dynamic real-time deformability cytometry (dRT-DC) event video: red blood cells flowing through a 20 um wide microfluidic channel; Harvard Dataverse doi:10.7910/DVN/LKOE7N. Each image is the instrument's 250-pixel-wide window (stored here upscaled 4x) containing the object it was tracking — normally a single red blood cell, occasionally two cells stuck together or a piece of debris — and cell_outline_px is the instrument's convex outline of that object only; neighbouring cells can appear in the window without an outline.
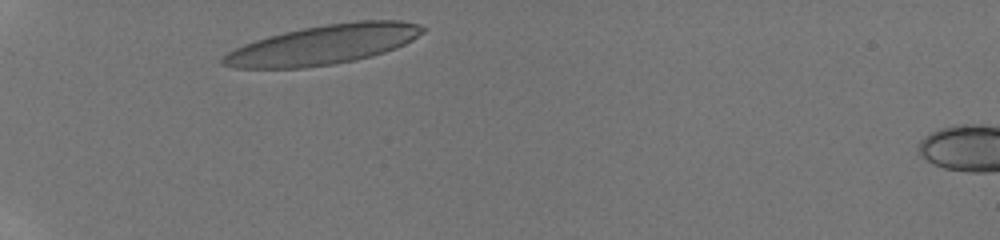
{"species": "human", "species_latin": "Homo sapiens", "temperature_condition": "room temperature", "stored_images_in_passage": 30, "camera_frame_rate_fps": 3000, "um_per_image_px": 0.085, "donor": {"sex": "male"}, "frame": {"image": 1, "passage_image": 2, "time_ms": 0.333, "image_size_px": [1000, 240], "cell_outline_px": [[428, 28], [424, 32], [412, 40], [396, 48], [372, 56], [356, 60], [332, 64], [304, 68], [236, 68], [220, 64], [220, 60], [228, 52], [244, 44], [268, 36], [284, 32], [304, 28], [328, 24], [356, 20], [400, 20], [416, 24]], "centroid_in_image_um": [27.5, 3.8], "position_along_channel_um": 57.5, "area_um2": 45.84}}
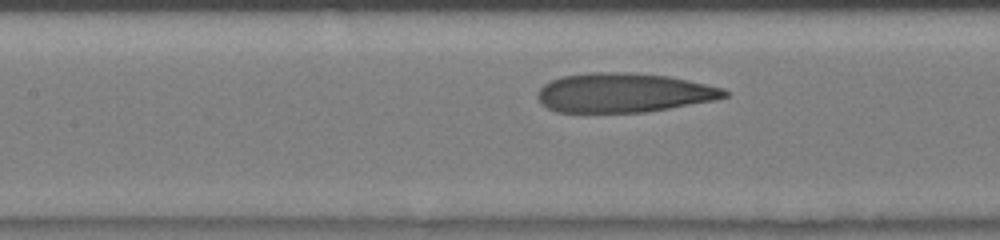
{"frame": {"image": 2, "passage_image": 11, "time_ms": 3.333, "image_size_px": [1000, 240], "cell_outline_px": [[728, 96], [716, 100], [644, 112], [556, 112], [540, 104], [536, 96], [536, 92], [544, 84], [560, 76], [592, 72], [632, 72], [668, 76], [688, 80], [724, 88], [728, 92]], "centroid_in_image_um": [52.98, 7.88], "position_along_channel_um": 154.4, "area_um2": 43.0}}
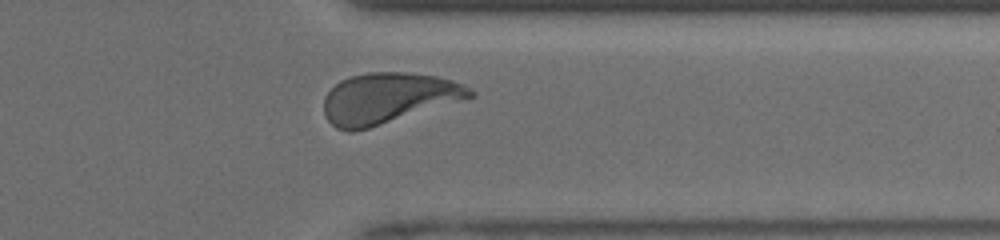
{"frame": {"image": 3, "passage_image": 27, "time_ms": 8.667, "image_size_px": [1000, 240], "cell_outline_px": [[476, 96], [368, 128], [352, 132], [348, 132], [336, 128], [324, 116], [324, 96], [340, 80], [352, 76], [368, 72], [404, 72], [436, 76], [452, 80], [476, 92]], "centroid_in_image_um": [32.96, 8.34], "position_along_channel_um": 378.4, "area_um2": 42.83}, "authors_computed_cell_mechanics": {"area_um2": 43.1188, "velocity_mm_per_s": 4.2015, "shape_relaxation_time_tau1_ms": 4.0477, "shape_relaxation_time_tau2_ms": 0.9401, "deformation_change_tau1": 0.2052, "deformation_change_tau2": 0.0848}}